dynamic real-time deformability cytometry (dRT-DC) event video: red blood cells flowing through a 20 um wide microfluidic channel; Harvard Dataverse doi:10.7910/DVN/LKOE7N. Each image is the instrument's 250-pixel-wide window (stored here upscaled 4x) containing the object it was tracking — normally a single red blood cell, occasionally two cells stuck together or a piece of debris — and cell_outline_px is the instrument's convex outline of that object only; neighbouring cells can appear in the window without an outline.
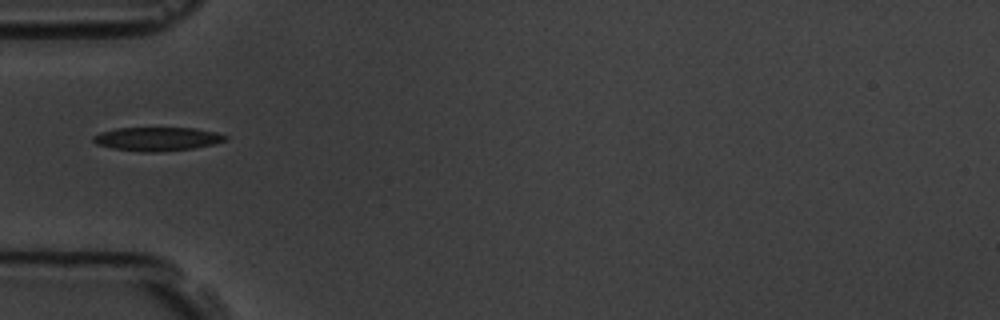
{"species": "common noctule bat (a hibernating species)", "species_latin": "Nyctalus noctula", "temperature_condition": "room temperature", "stored_images_in_passage": 5, "camera_frame_rate_fps": 3000, "um_per_image_px": 0.085, "animal": {"sex": "male", "body_mass_g": 19.5, "forearm_length_mm": 54.6}, "frame": {"image": 1, "passage_image": 1, "time_ms": 0.0, "image_size_px": [1000, 320], "cell_outline_px": [[228, 140], [216, 144], [192, 148], [160, 152], [144, 152], [112, 148], [96, 144], [92, 140], [92, 136], [100, 132], [116, 128], [196, 128], [216, 132], [228, 136]], "centroid_in_image_um": [13.38, 11.81], "position_along_channel_um": 71.6, "area_um2": 18.38}}
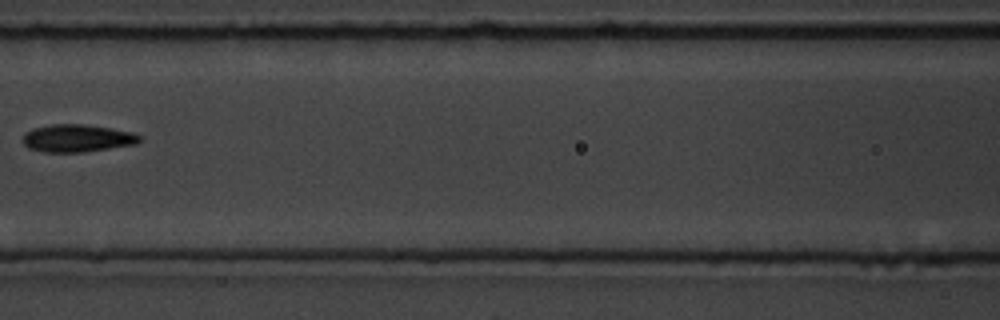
{"frame": {"image": 2, "passage_image": 3, "time_ms": 2.333, "image_size_px": [1000, 320], "cell_outline_px": [[140, 140], [136, 144], [80, 152], [44, 152], [28, 148], [24, 144], [24, 132], [32, 128], [52, 124], [84, 124], [112, 128], [132, 132], [140, 136]], "centroid_in_image_um": [6.53, 11.74], "position_along_channel_um": 160.1, "area_um2": 18.67}}
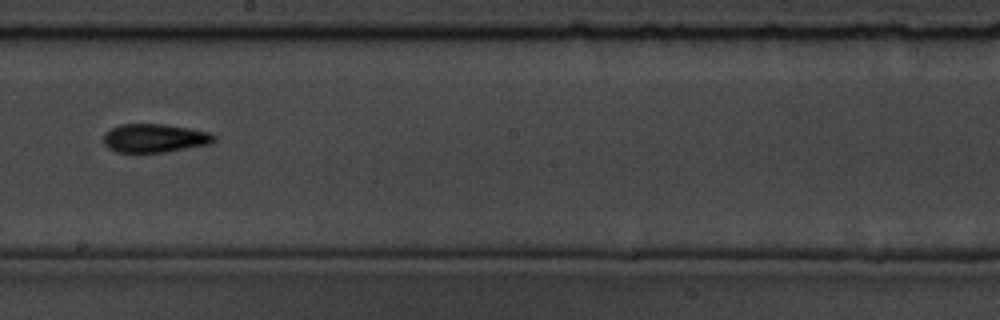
{"frame": {"image": 3, "passage_image": 5, "time_ms": 4.333, "image_size_px": [1000, 320], "cell_outline_px": [[216, 140], [212, 144], [164, 152], [116, 152], [108, 148], [104, 144], [104, 136], [112, 128], [120, 124], [164, 124], [212, 132], [216, 136]], "centroid_in_image_um": [13.2, 11.74], "position_along_channel_um": 235.0, "area_um2": 18.44}}